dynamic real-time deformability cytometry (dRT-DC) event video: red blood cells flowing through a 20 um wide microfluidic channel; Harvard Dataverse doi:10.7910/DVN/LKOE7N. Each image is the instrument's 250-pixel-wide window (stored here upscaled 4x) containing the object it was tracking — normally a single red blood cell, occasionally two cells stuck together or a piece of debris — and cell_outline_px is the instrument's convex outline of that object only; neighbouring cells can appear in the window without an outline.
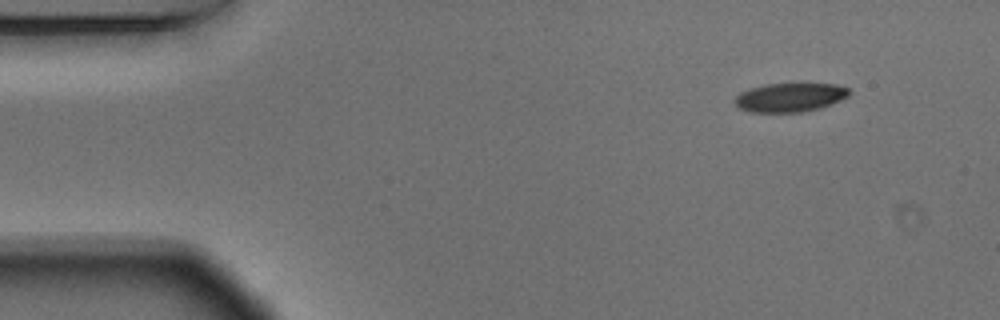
{"species": "Egyptian fruit bat (a non-hibernating species)", "species_latin": "Rousettus aegyptiacus", "temperature_condition": "warm", "stored_images_in_passage": 50, "camera_frame_rate_fps": 3000, "um_per_image_px": 0.085, "animal": {"sex": "male"}, "frame": {"image": 1, "passage_image": 1, "time_ms": 0.0, "image_size_px": [1000, 320], "cell_outline_px": [[852, 92], [848, 96], [840, 100], [820, 108], [800, 112], [752, 112], [736, 108], [732, 100], [740, 92], [748, 88], [764, 84], [800, 80], [836, 84], [848, 88]], "centroid_in_image_um": [67.13, 8.21], "position_along_channel_um": 17.9, "area_um2": 20.46}}
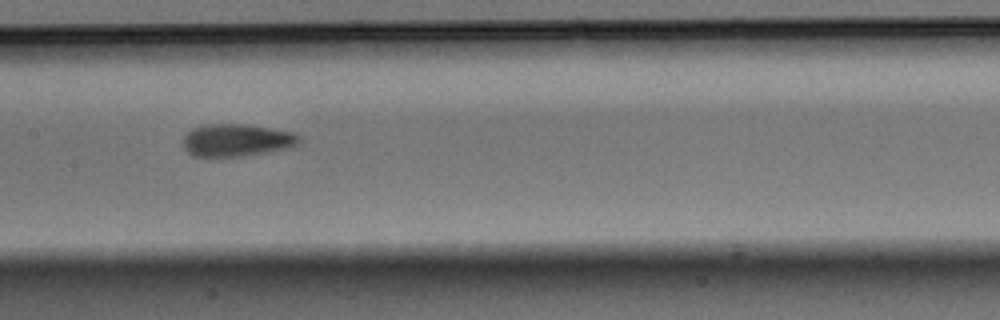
{"frame": {"image": 2, "passage_image": 22, "time_ms": 7.0, "image_size_px": [1000, 320], "cell_outline_px": [[300, 140], [296, 144], [288, 148], [268, 152], [240, 156], [192, 156], [184, 148], [184, 136], [192, 128], [208, 124], [244, 124], [292, 132], [300, 136]], "centroid_in_image_um": [20.1, 11.91], "position_along_channel_um": 187.3, "area_um2": 21.68}}
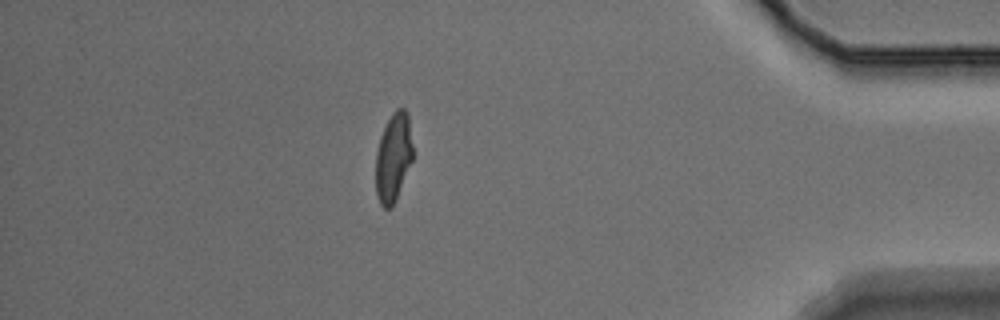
{"frame": {"image": 3, "passage_image": 43, "time_ms": 14.0, "image_size_px": [1000, 320], "cell_outline_px": [[412, 160], [392, 208], [384, 208], [380, 204], [376, 192], [376, 152], [380, 136], [392, 112], [396, 108], [404, 108], [408, 112], [412, 144]], "centroid_in_image_um": [33.43, 13.35], "position_along_channel_um": 401.8, "area_um2": 19.07}, "authors_computed_cell_mechanics": {"area_um2": 20.808, "velocity_mm_per_s": 3.6794, "shape_relaxation_time_tau1_ms": 5.1764, "shape_relaxation_time_tau2_ms": 1.9399, "deformation_change_tau1": 0.1662, "deformation_change_tau2": 0.081}}